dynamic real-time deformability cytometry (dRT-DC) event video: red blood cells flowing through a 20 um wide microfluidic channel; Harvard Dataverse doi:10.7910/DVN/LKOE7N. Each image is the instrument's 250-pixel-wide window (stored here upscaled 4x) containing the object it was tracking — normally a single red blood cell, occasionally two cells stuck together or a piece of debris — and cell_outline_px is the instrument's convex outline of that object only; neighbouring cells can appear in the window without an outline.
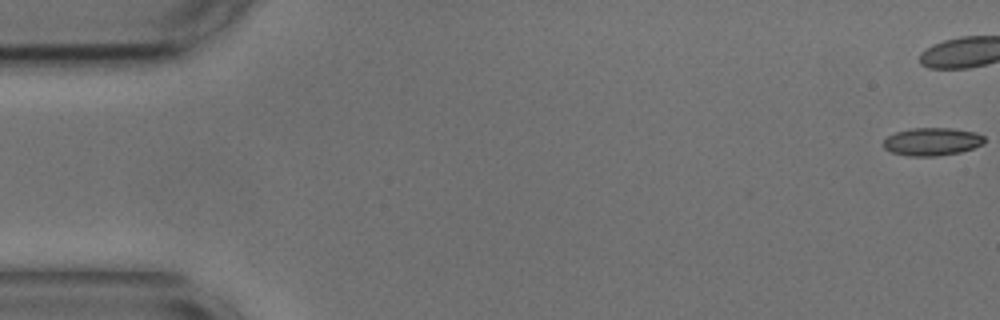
{"species": "common noctule bat (a hibernating species)", "species_latin": "Nyctalus noctula", "temperature_condition": "cold", "stored_images_in_passage": 12, "camera_frame_rate_fps": 3000, "um_per_image_px": 0.085, "animal": {"sex": "male", "body_mass_g": 17.9, "forearm_length_mm": 54.2}, "frame": {"image": 1, "passage_image": 1, "time_ms": 0.0, "image_size_px": [1000, 320], "cell_outline_px": [[984, 144], [960, 152], [936, 156], [908, 156], [892, 152], [884, 148], [880, 144], [888, 136], [896, 132], [912, 128], [952, 128], [976, 132], [984, 136]], "centroid_in_image_um": [79.21, 12.03], "position_along_channel_um": 5.8, "area_um2": 16.47}}